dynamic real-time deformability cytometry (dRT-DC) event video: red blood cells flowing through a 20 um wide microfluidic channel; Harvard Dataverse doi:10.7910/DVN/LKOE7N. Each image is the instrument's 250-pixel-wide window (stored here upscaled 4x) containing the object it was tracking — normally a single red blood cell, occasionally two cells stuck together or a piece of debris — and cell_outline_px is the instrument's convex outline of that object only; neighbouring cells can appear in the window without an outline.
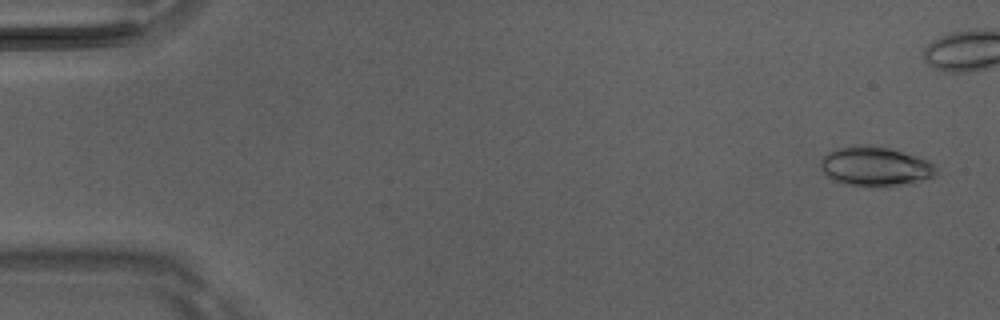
{"species": "Egyptian fruit bat (a non-hibernating species)", "species_latin": "Rousettus aegyptiacus", "temperature_condition": "room temperature", "stored_images_in_passage": 4, "camera_frame_rate_fps": 3000, "um_per_image_px": 0.085, "animal": {"sex": "male"}, "frame": {"image": 1, "passage_image": 1, "time_ms": 0.0, "image_size_px": [1000, 320], "cell_outline_px": [[936, 176], [876, 188], [844, 184], [832, 180], [824, 176], [820, 168], [820, 160], [828, 152], [840, 148], [868, 144], [888, 148], [916, 156], [928, 160], [936, 168]], "centroid_in_image_um": [74.31, 14.15], "position_along_channel_um": 10.7, "area_um2": 26.36}}